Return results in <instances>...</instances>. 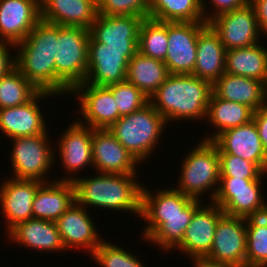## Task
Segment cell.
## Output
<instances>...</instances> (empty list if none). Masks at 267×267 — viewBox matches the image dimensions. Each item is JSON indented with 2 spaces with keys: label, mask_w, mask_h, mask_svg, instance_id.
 Here are the masks:
<instances>
[{
  "label": "cell",
  "mask_w": 267,
  "mask_h": 267,
  "mask_svg": "<svg viewBox=\"0 0 267 267\" xmlns=\"http://www.w3.org/2000/svg\"><path fill=\"white\" fill-rule=\"evenodd\" d=\"M260 42L226 50L225 72L260 80L267 85V48Z\"/></svg>",
  "instance_id": "29"
},
{
  "label": "cell",
  "mask_w": 267,
  "mask_h": 267,
  "mask_svg": "<svg viewBox=\"0 0 267 267\" xmlns=\"http://www.w3.org/2000/svg\"><path fill=\"white\" fill-rule=\"evenodd\" d=\"M256 17H267V0H250Z\"/></svg>",
  "instance_id": "44"
},
{
  "label": "cell",
  "mask_w": 267,
  "mask_h": 267,
  "mask_svg": "<svg viewBox=\"0 0 267 267\" xmlns=\"http://www.w3.org/2000/svg\"><path fill=\"white\" fill-rule=\"evenodd\" d=\"M208 24L219 35L226 50L249 47L261 40V31L250 3L242 8L221 13Z\"/></svg>",
  "instance_id": "10"
},
{
  "label": "cell",
  "mask_w": 267,
  "mask_h": 267,
  "mask_svg": "<svg viewBox=\"0 0 267 267\" xmlns=\"http://www.w3.org/2000/svg\"><path fill=\"white\" fill-rule=\"evenodd\" d=\"M246 267H267V214L246 218Z\"/></svg>",
  "instance_id": "35"
},
{
  "label": "cell",
  "mask_w": 267,
  "mask_h": 267,
  "mask_svg": "<svg viewBox=\"0 0 267 267\" xmlns=\"http://www.w3.org/2000/svg\"><path fill=\"white\" fill-rule=\"evenodd\" d=\"M40 20V0H0V41L22 42Z\"/></svg>",
  "instance_id": "21"
},
{
  "label": "cell",
  "mask_w": 267,
  "mask_h": 267,
  "mask_svg": "<svg viewBox=\"0 0 267 267\" xmlns=\"http://www.w3.org/2000/svg\"><path fill=\"white\" fill-rule=\"evenodd\" d=\"M50 96L56 97L58 95L47 91H39L23 105L0 109V130L5 134L4 136L13 139L45 134L48 131L47 121L44 120L45 115L42 114L39 100Z\"/></svg>",
  "instance_id": "16"
},
{
  "label": "cell",
  "mask_w": 267,
  "mask_h": 267,
  "mask_svg": "<svg viewBox=\"0 0 267 267\" xmlns=\"http://www.w3.org/2000/svg\"><path fill=\"white\" fill-rule=\"evenodd\" d=\"M212 93V83L205 79L192 74H170L149 98V103L167 124L179 120H205Z\"/></svg>",
  "instance_id": "2"
},
{
  "label": "cell",
  "mask_w": 267,
  "mask_h": 267,
  "mask_svg": "<svg viewBox=\"0 0 267 267\" xmlns=\"http://www.w3.org/2000/svg\"><path fill=\"white\" fill-rule=\"evenodd\" d=\"M92 177L77 176L73 180L75 200L84 206L141 215V192L143 183L137 175L97 173ZM107 208V209H106Z\"/></svg>",
  "instance_id": "3"
},
{
  "label": "cell",
  "mask_w": 267,
  "mask_h": 267,
  "mask_svg": "<svg viewBox=\"0 0 267 267\" xmlns=\"http://www.w3.org/2000/svg\"><path fill=\"white\" fill-rule=\"evenodd\" d=\"M42 183L9 177L0 184V209L6 218L5 233L16 224L33 218V199Z\"/></svg>",
  "instance_id": "22"
},
{
  "label": "cell",
  "mask_w": 267,
  "mask_h": 267,
  "mask_svg": "<svg viewBox=\"0 0 267 267\" xmlns=\"http://www.w3.org/2000/svg\"><path fill=\"white\" fill-rule=\"evenodd\" d=\"M142 186L141 215L146 221L144 240L165 251L175 250L182 242L194 212L203 204L173 187L150 191ZM152 192V193H151ZM146 227V228H145Z\"/></svg>",
  "instance_id": "1"
},
{
  "label": "cell",
  "mask_w": 267,
  "mask_h": 267,
  "mask_svg": "<svg viewBox=\"0 0 267 267\" xmlns=\"http://www.w3.org/2000/svg\"><path fill=\"white\" fill-rule=\"evenodd\" d=\"M166 123L165 118L148 103L134 113L120 117L109 130L140 164H144L155 152L160 137L165 133Z\"/></svg>",
  "instance_id": "6"
},
{
  "label": "cell",
  "mask_w": 267,
  "mask_h": 267,
  "mask_svg": "<svg viewBox=\"0 0 267 267\" xmlns=\"http://www.w3.org/2000/svg\"><path fill=\"white\" fill-rule=\"evenodd\" d=\"M203 203L193 214L186 228L182 242L175 248L193 259L205 257L211 250L217 222L224 215L223 210L213 202Z\"/></svg>",
  "instance_id": "20"
},
{
  "label": "cell",
  "mask_w": 267,
  "mask_h": 267,
  "mask_svg": "<svg viewBox=\"0 0 267 267\" xmlns=\"http://www.w3.org/2000/svg\"><path fill=\"white\" fill-rule=\"evenodd\" d=\"M58 25L42 19L15 45V66L39 91L55 94V56Z\"/></svg>",
  "instance_id": "4"
},
{
  "label": "cell",
  "mask_w": 267,
  "mask_h": 267,
  "mask_svg": "<svg viewBox=\"0 0 267 267\" xmlns=\"http://www.w3.org/2000/svg\"><path fill=\"white\" fill-rule=\"evenodd\" d=\"M10 140L13 142L10 155V164L13 170L12 178L38 180L41 182L52 181L46 175L49 170H52L54 161L58 158L54 154L56 150L54 151L50 147L53 145H50L48 131L45 134L16 137Z\"/></svg>",
  "instance_id": "8"
},
{
  "label": "cell",
  "mask_w": 267,
  "mask_h": 267,
  "mask_svg": "<svg viewBox=\"0 0 267 267\" xmlns=\"http://www.w3.org/2000/svg\"><path fill=\"white\" fill-rule=\"evenodd\" d=\"M91 256L101 267H145L137 256L106 240L100 243Z\"/></svg>",
  "instance_id": "37"
},
{
  "label": "cell",
  "mask_w": 267,
  "mask_h": 267,
  "mask_svg": "<svg viewBox=\"0 0 267 267\" xmlns=\"http://www.w3.org/2000/svg\"><path fill=\"white\" fill-rule=\"evenodd\" d=\"M11 46L16 49L14 44L0 41V78L15 67V54L11 56L9 49Z\"/></svg>",
  "instance_id": "41"
},
{
  "label": "cell",
  "mask_w": 267,
  "mask_h": 267,
  "mask_svg": "<svg viewBox=\"0 0 267 267\" xmlns=\"http://www.w3.org/2000/svg\"><path fill=\"white\" fill-rule=\"evenodd\" d=\"M182 160L180 178L175 190L193 199L201 200L205 193L212 202L220 182V163L217 145L210 140H200ZM217 186V187H216ZM211 189V190H210ZM201 197V198H200Z\"/></svg>",
  "instance_id": "7"
},
{
  "label": "cell",
  "mask_w": 267,
  "mask_h": 267,
  "mask_svg": "<svg viewBox=\"0 0 267 267\" xmlns=\"http://www.w3.org/2000/svg\"><path fill=\"white\" fill-rule=\"evenodd\" d=\"M212 92L218 98L246 105L253 111L267 104V85L245 76L225 72L212 84Z\"/></svg>",
  "instance_id": "25"
},
{
  "label": "cell",
  "mask_w": 267,
  "mask_h": 267,
  "mask_svg": "<svg viewBox=\"0 0 267 267\" xmlns=\"http://www.w3.org/2000/svg\"><path fill=\"white\" fill-rule=\"evenodd\" d=\"M246 242V218L224 214L217 222L213 245L205 258L246 267Z\"/></svg>",
  "instance_id": "12"
},
{
  "label": "cell",
  "mask_w": 267,
  "mask_h": 267,
  "mask_svg": "<svg viewBox=\"0 0 267 267\" xmlns=\"http://www.w3.org/2000/svg\"><path fill=\"white\" fill-rule=\"evenodd\" d=\"M213 142L219 153L238 156L256 163L267 173V153L263 149L255 122L228 129L220 133Z\"/></svg>",
  "instance_id": "23"
},
{
  "label": "cell",
  "mask_w": 267,
  "mask_h": 267,
  "mask_svg": "<svg viewBox=\"0 0 267 267\" xmlns=\"http://www.w3.org/2000/svg\"><path fill=\"white\" fill-rule=\"evenodd\" d=\"M92 158L97 173L136 175L140 165L109 129H93Z\"/></svg>",
  "instance_id": "19"
},
{
  "label": "cell",
  "mask_w": 267,
  "mask_h": 267,
  "mask_svg": "<svg viewBox=\"0 0 267 267\" xmlns=\"http://www.w3.org/2000/svg\"><path fill=\"white\" fill-rule=\"evenodd\" d=\"M194 267H234L229 264L219 263L212 260H209L205 257H197L192 259Z\"/></svg>",
  "instance_id": "43"
},
{
  "label": "cell",
  "mask_w": 267,
  "mask_h": 267,
  "mask_svg": "<svg viewBox=\"0 0 267 267\" xmlns=\"http://www.w3.org/2000/svg\"><path fill=\"white\" fill-rule=\"evenodd\" d=\"M220 177L240 179H264L265 173L256 163L238 156L219 153Z\"/></svg>",
  "instance_id": "38"
},
{
  "label": "cell",
  "mask_w": 267,
  "mask_h": 267,
  "mask_svg": "<svg viewBox=\"0 0 267 267\" xmlns=\"http://www.w3.org/2000/svg\"><path fill=\"white\" fill-rule=\"evenodd\" d=\"M258 21V25L264 37L267 36V17H256Z\"/></svg>",
  "instance_id": "45"
},
{
  "label": "cell",
  "mask_w": 267,
  "mask_h": 267,
  "mask_svg": "<svg viewBox=\"0 0 267 267\" xmlns=\"http://www.w3.org/2000/svg\"><path fill=\"white\" fill-rule=\"evenodd\" d=\"M141 16H105L98 14L90 27L89 41L105 44L106 49L138 50Z\"/></svg>",
  "instance_id": "17"
},
{
  "label": "cell",
  "mask_w": 267,
  "mask_h": 267,
  "mask_svg": "<svg viewBox=\"0 0 267 267\" xmlns=\"http://www.w3.org/2000/svg\"><path fill=\"white\" fill-rule=\"evenodd\" d=\"M73 121L58 138V147L56 148L59 150L60 164H63L62 169L68 174L64 177H58L57 180L73 181L76 178L75 175H78V171L84 170L87 165L93 166V129L80 124L78 121Z\"/></svg>",
  "instance_id": "15"
},
{
  "label": "cell",
  "mask_w": 267,
  "mask_h": 267,
  "mask_svg": "<svg viewBox=\"0 0 267 267\" xmlns=\"http://www.w3.org/2000/svg\"><path fill=\"white\" fill-rule=\"evenodd\" d=\"M138 50L106 49L98 41L88 42L86 84L107 86L126 81L129 60Z\"/></svg>",
  "instance_id": "13"
},
{
  "label": "cell",
  "mask_w": 267,
  "mask_h": 267,
  "mask_svg": "<svg viewBox=\"0 0 267 267\" xmlns=\"http://www.w3.org/2000/svg\"><path fill=\"white\" fill-rule=\"evenodd\" d=\"M211 3L210 5H213L211 8L212 11H206V4L205 1L202 0V12L204 15L205 22H209L212 18L216 17L217 15L221 13H225L228 11H233L235 9L242 8L244 6H247L250 3V0H209Z\"/></svg>",
  "instance_id": "40"
},
{
  "label": "cell",
  "mask_w": 267,
  "mask_h": 267,
  "mask_svg": "<svg viewBox=\"0 0 267 267\" xmlns=\"http://www.w3.org/2000/svg\"><path fill=\"white\" fill-rule=\"evenodd\" d=\"M70 94H75L80 102L79 110L81 111L79 112L82 116L81 120L78 119L80 124L92 129H109L119 119L113 94L107 86L83 82L77 85Z\"/></svg>",
  "instance_id": "14"
},
{
  "label": "cell",
  "mask_w": 267,
  "mask_h": 267,
  "mask_svg": "<svg viewBox=\"0 0 267 267\" xmlns=\"http://www.w3.org/2000/svg\"><path fill=\"white\" fill-rule=\"evenodd\" d=\"M98 14L149 18L150 0H96Z\"/></svg>",
  "instance_id": "39"
},
{
  "label": "cell",
  "mask_w": 267,
  "mask_h": 267,
  "mask_svg": "<svg viewBox=\"0 0 267 267\" xmlns=\"http://www.w3.org/2000/svg\"><path fill=\"white\" fill-rule=\"evenodd\" d=\"M7 237L11 243L15 241L38 252H66L56 222L31 218L16 224L7 232Z\"/></svg>",
  "instance_id": "26"
},
{
  "label": "cell",
  "mask_w": 267,
  "mask_h": 267,
  "mask_svg": "<svg viewBox=\"0 0 267 267\" xmlns=\"http://www.w3.org/2000/svg\"><path fill=\"white\" fill-rule=\"evenodd\" d=\"M207 25V22H168L164 63L170 74H193L198 36Z\"/></svg>",
  "instance_id": "11"
},
{
  "label": "cell",
  "mask_w": 267,
  "mask_h": 267,
  "mask_svg": "<svg viewBox=\"0 0 267 267\" xmlns=\"http://www.w3.org/2000/svg\"><path fill=\"white\" fill-rule=\"evenodd\" d=\"M39 90L15 66L0 78V109L23 105Z\"/></svg>",
  "instance_id": "34"
},
{
  "label": "cell",
  "mask_w": 267,
  "mask_h": 267,
  "mask_svg": "<svg viewBox=\"0 0 267 267\" xmlns=\"http://www.w3.org/2000/svg\"><path fill=\"white\" fill-rule=\"evenodd\" d=\"M113 94L119 118L141 109L149 103V98L135 85L127 81L107 85Z\"/></svg>",
  "instance_id": "36"
},
{
  "label": "cell",
  "mask_w": 267,
  "mask_h": 267,
  "mask_svg": "<svg viewBox=\"0 0 267 267\" xmlns=\"http://www.w3.org/2000/svg\"><path fill=\"white\" fill-rule=\"evenodd\" d=\"M75 201L73 181L53 180L43 182L33 199V218L56 222Z\"/></svg>",
  "instance_id": "27"
},
{
  "label": "cell",
  "mask_w": 267,
  "mask_h": 267,
  "mask_svg": "<svg viewBox=\"0 0 267 267\" xmlns=\"http://www.w3.org/2000/svg\"><path fill=\"white\" fill-rule=\"evenodd\" d=\"M90 32L83 27L58 25L55 58V94L70 95L85 82L88 69Z\"/></svg>",
  "instance_id": "5"
},
{
  "label": "cell",
  "mask_w": 267,
  "mask_h": 267,
  "mask_svg": "<svg viewBox=\"0 0 267 267\" xmlns=\"http://www.w3.org/2000/svg\"><path fill=\"white\" fill-rule=\"evenodd\" d=\"M262 180L220 177L218 191L212 202L228 216L247 218L265 215L267 201L262 194Z\"/></svg>",
  "instance_id": "9"
},
{
  "label": "cell",
  "mask_w": 267,
  "mask_h": 267,
  "mask_svg": "<svg viewBox=\"0 0 267 267\" xmlns=\"http://www.w3.org/2000/svg\"><path fill=\"white\" fill-rule=\"evenodd\" d=\"M258 129L263 149L267 153V104L253 112V119Z\"/></svg>",
  "instance_id": "42"
},
{
  "label": "cell",
  "mask_w": 267,
  "mask_h": 267,
  "mask_svg": "<svg viewBox=\"0 0 267 267\" xmlns=\"http://www.w3.org/2000/svg\"><path fill=\"white\" fill-rule=\"evenodd\" d=\"M168 49V22L145 18L139 29L138 51L164 62Z\"/></svg>",
  "instance_id": "33"
},
{
  "label": "cell",
  "mask_w": 267,
  "mask_h": 267,
  "mask_svg": "<svg viewBox=\"0 0 267 267\" xmlns=\"http://www.w3.org/2000/svg\"><path fill=\"white\" fill-rule=\"evenodd\" d=\"M149 18L161 22H205L202 0H150Z\"/></svg>",
  "instance_id": "32"
},
{
  "label": "cell",
  "mask_w": 267,
  "mask_h": 267,
  "mask_svg": "<svg viewBox=\"0 0 267 267\" xmlns=\"http://www.w3.org/2000/svg\"><path fill=\"white\" fill-rule=\"evenodd\" d=\"M253 112L246 105L218 98L212 93L205 121L207 120L212 127L215 126L216 132L202 139L213 141L220 133L249 123L253 119Z\"/></svg>",
  "instance_id": "30"
},
{
  "label": "cell",
  "mask_w": 267,
  "mask_h": 267,
  "mask_svg": "<svg viewBox=\"0 0 267 267\" xmlns=\"http://www.w3.org/2000/svg\"><path fill=\"white\" fill-rule=\"evenodd\" d=\"M169 75L163 61L150 58L138 51L129 60L126 81L135 85L150 98Z\"/></svg>",
  "instance_id": "31"
},
{
  "label": "cell",
  "mask_w": 267,
  "mask_h": 267,
  "mask_svg": "<svg viewBox=\"0 0 267 267\" xmlns=\"http://www.w3.org/2000/svg\"><path fill=\"white\" fill-rule=\"evenodd\" d=\"M196 54L192 75L213 84L225 73L226 49L209 24L199 33Z\"/></svg>",
  "instance_id": "28"
},
{
  "label": "cell",
  "mask_w": 267,
  "mask_h": 267,
  "mask_svg": "<svg viewBox=\"0 0 267 267\" xmlns=\"http://www.w3.org/2000/svg\"><path fill=\"white\" fill-rule=\"evenodd\" d=\"M76 201L57 220L56 225L65 249L87 250L92 255L104 240L98 234L90 213ZM89 214V215H88Z\"/></svg>",
  "instance_id": "18"
},
{
  "label": "cell",
  "mask_w": 267,
  "mask_h": 267,
  "mask_svg": "<svg viewBox=\"0 0 267 267\" xmlns=\"http://www.w3.org/2000/svg\"><path fill=\"white\" fill-rule=\"evenodd\" d=\"M41 19L61 26L90 29L98 15L96 0H40Z\"/></svg>",
  "instance_id": "24"
}]
</instances>
